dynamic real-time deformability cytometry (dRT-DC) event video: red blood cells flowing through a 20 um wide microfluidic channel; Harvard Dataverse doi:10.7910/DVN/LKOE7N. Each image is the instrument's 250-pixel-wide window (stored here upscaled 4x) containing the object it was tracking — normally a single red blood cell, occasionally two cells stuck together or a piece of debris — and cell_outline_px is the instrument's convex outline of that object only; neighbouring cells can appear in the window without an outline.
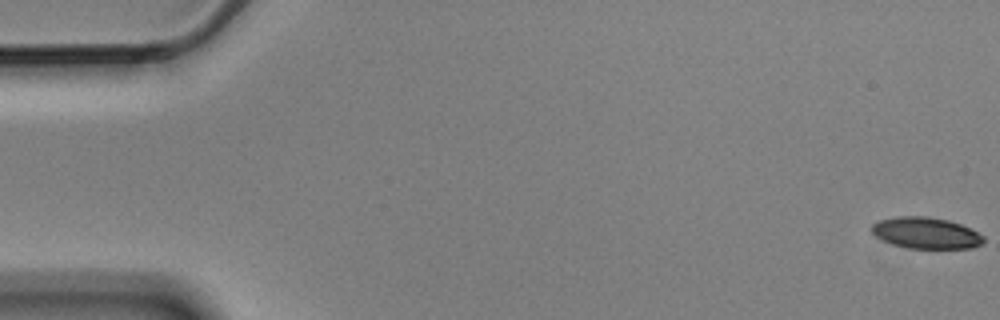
{"species": "Egyptian fruit bat (a non-hibernating species)", "species_latin": "Rousettus aegyptiacus", "temperature_condition": "cold", "stored_images_in_passage": 5, "camera_frame_rate_fps": 3000, "um_per_image_px": 0.085, "animal": {"sex": "male"}, "frame": {"image": 1, "passage_image": 1, "time_ms": 0.0, "image_size_px": [1000, 320], "cell_outline_px": [[984, 244], [972, 248], [908, 248], [892, 244], [876, 236], [872, 232], [872, 224], [876, 220], [896, 216], [924, 216], [948, 220], [960, 224], [984, 236]], "centroid_in_image_um": [78.69, 19.8], "position_along_channel_um": 6.3, "area_um2": 20.4}}
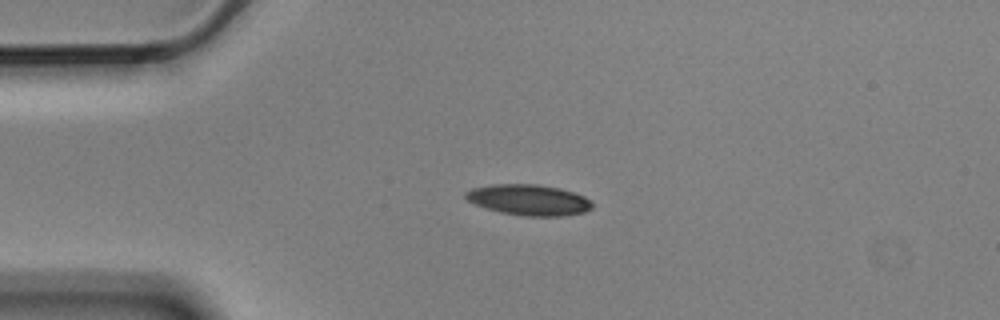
{"frame": {"image": 2, "passage_image": 4, "time_ms": 1.0, "image_size_px": [1000, 320], "cell_outline_px": [[592, 208], [584, 212], [564, 216], [524, 216], [500, 212], [476, 204], [468, 200], [464, 196], [464, 192], [472, 188], [492, 184], [536, 184], [560, 188], [584, 196], [592, 204]], "centroid_in_image_um": [44.94, 16.99], "position_along_channel_um": 40.1, "area_um2": 22.6}}